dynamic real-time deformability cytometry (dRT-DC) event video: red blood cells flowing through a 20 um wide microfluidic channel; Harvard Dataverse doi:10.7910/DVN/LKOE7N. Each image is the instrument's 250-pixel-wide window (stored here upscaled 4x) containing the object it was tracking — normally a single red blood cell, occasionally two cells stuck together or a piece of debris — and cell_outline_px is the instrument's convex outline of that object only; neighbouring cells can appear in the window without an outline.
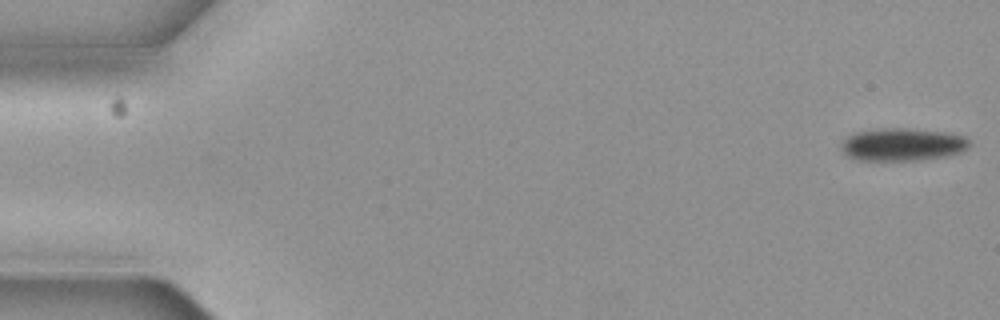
{"species": "common noctule bat (a hibernating species)", "species_latin": "Nyctalus noctula", "temperature_condition": "cold", "stored_images_in_passage": 7, "camera_frame_rate_fps": 3000, "um_per_image_px": 0.085, "animal": {"sex": "female", "body_mass_g": 19.3, "forearm_length_mm": 54.1}, "frame": {"image": 1, "passage_image": 1, "time_ms": 0.0, "image_size_px": [1000, 320], "cell_outline_px": [[972, 144], [968, 148], [960, 152], [948, 156], [920, 160], [852, 160], [844, 156], [840, 148], [840, 144], [848, 136], [856, 132], [880, 128], [904, 128], [948, 132], [964, 136]], "centroid_in_image_um": [76.68, 12.29], "position_along_channel_um": 8.3, "area_um2": 24.85}}
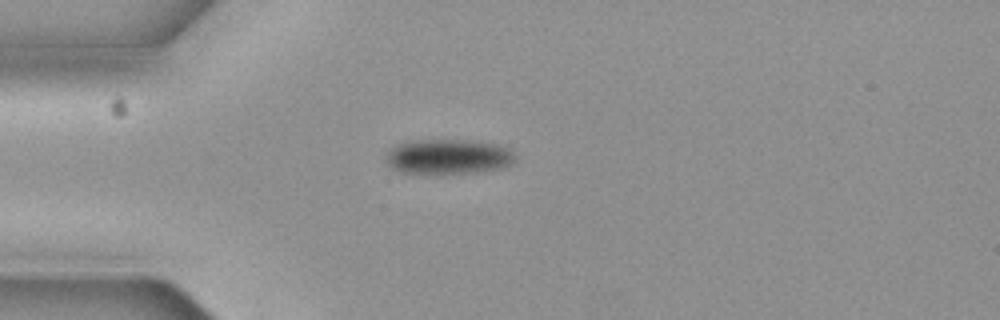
{"frame": {"image": 2, "passage_image": 5, "time_ms": 1.333, "image_size_px": [1000, 320], "cell_outline_px": [[516, 160], [512, 164], [504, 168], [476, 172], [400, 172], [392, 168], [388, 164], [388, 152], [392, 148], [400, 144], [412, 140], [464, 140], [496, 144], [508, 148], [516, 156]], "centroid_in_image_um": [38.17, 13.3], "position_along_channel_um": 46.8, "area_um2": 25.78}}
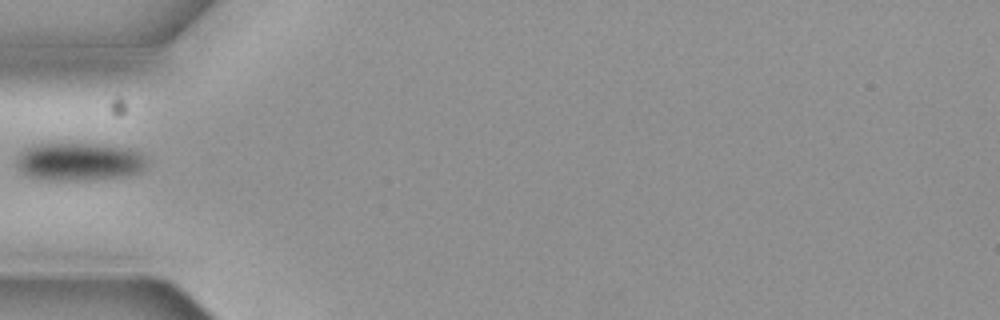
{"frame": {"image": 3, "passage_image": 6, "time_ms": 1.667, "image_size_px": [1000, 320], "cell_outline_px": [[148, 164], [140, 172], [124, 176], [84, 180], [48, 180], [28, 176], [16, 164], [20, 156], [28, 148], [40, 144], [104, 144], [128, 148], [140, 152], [144, 156]], "centroid_in_image_um": [6.82, 13.75], "position_along_channel_um": 78.2, "area_um2": 28.5}}